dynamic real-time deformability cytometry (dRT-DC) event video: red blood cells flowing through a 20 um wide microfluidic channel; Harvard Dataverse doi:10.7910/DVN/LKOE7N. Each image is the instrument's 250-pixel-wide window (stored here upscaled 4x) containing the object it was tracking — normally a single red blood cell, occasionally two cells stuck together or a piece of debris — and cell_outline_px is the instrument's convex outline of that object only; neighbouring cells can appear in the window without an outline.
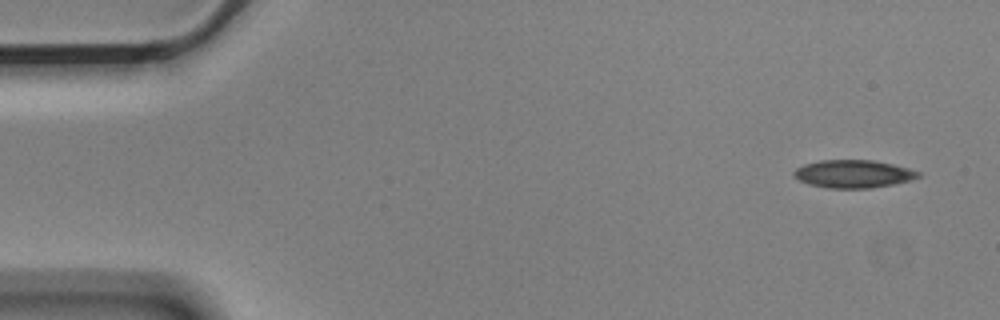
{"species": "Egyptian fruit bat (a non-hibernating species)", "species_latin": "Rousettus aegyptiacus", "temperature_condition": "cold", "stored_images_in_passage": 4, "camera_frame_rate_fps": 3000, "um_per_image_px": 0.085, "animal": {"sex": "male"}, "frame": {"image": 1, "passage_image": 1, "time_ms": 0.0, "image_size_px": [1000, 320], "cell_outline_px": [[920, 176], [908, 180], [892, 184], [872, 188], [828, 188], [808, 184], [792, 176], [792, 172], [796, 168], [804, 164], [820, 160], [872, 160], [892, 164], [908, 168], [920, 172]], "centroid_in_image_um": [72.48, 14.78], "position_along_channel_um": 12.5, "area_um2": 20.11}}